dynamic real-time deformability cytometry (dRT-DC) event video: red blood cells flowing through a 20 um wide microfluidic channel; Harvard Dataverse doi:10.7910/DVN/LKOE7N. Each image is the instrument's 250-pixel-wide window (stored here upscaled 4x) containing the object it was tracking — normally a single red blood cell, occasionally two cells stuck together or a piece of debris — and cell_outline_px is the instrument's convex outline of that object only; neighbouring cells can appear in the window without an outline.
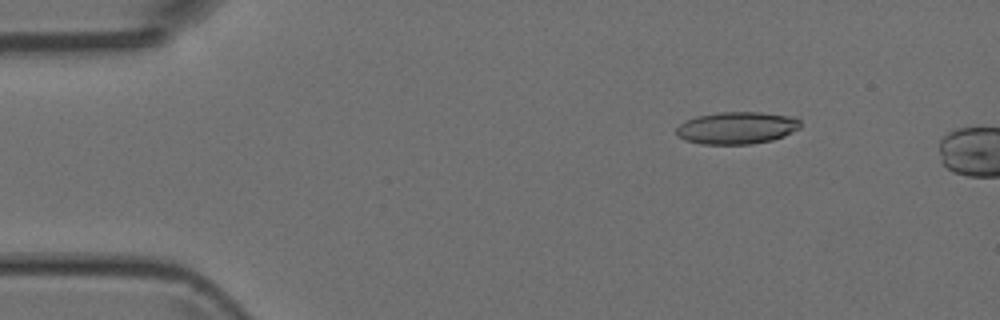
{"species": "Egyptian fruit bat (a non-hibernating species)", "species_latin": "Rousettus aegyptiacus", "temperature_condition": "room temperature", "stored_images_in_passage": 5, "camera_frame_rate_fps": 3000, "um_per_image_px": 0.085, "animal": {"sex": "female"}, "frame": {"image": 1, "passage_image": 2, "time_ms": 1.0, "image_size_px": [1000, 320], "cell_outline_px": [[800, 128], [784, 136], [772, 140], [752, 144], [700, 144], [684, 140], [676, 136], [676, 128], [684, 120], [696, 116], [720, 112], [760, 112], [796, 116], [800, 120]], "centroid_in_image_um": [62.62, 10.87], "position_along_channel_um": 22.4, "area_um2": 23.64}}